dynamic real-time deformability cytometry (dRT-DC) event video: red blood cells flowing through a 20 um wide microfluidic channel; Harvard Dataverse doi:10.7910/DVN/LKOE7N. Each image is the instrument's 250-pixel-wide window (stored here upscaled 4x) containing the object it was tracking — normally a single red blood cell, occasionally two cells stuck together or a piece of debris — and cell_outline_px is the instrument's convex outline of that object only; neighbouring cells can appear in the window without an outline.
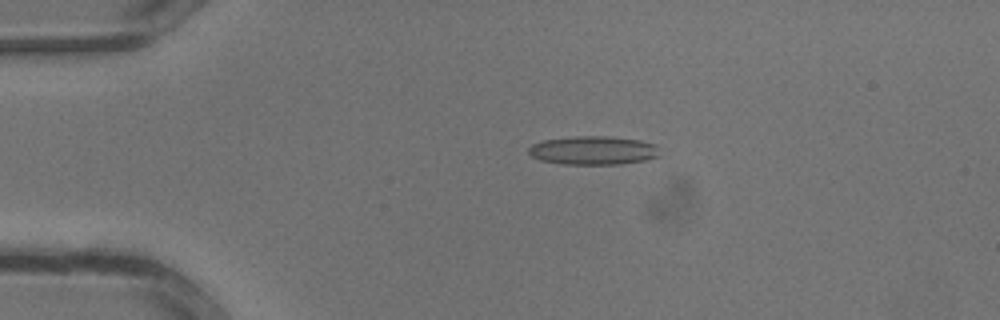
{"species": "common noctule bat (a hibernating species)", "species_latin": "Nyctalus noctula", "temperature_condition": "warm", "stored_images_in_passage": 8, "camera_frame_rate_fps": 3000, "um_per_image_px": 0.085, "animal": {"sex": "male", "body_mass_g": 13.3}, "frame": {"image": 1, "passage_image": 3, "time_ms": 0.667, "image_size_px": [1000, 320], "cell_outline_px": [[660, 156], [644, 160], [620, 164], [564, 164], [540, 160], [532, 156], [528, 152], [528, 148], [532, 144], [544, 140], [580, 136], [608, 136], [640, 140], [656, 144]], "centroid_in_image_um": [50.44, 12.78], "position_along_channel_um": 34.6, "area_um2": 21.79}}
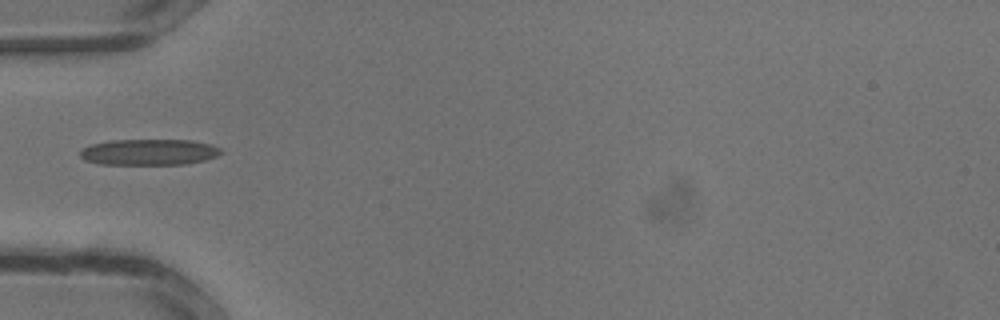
{"frame": {"image": 2, "passage_image": 7, "time_ms": 2.0, "image_size_px": [1000, 320], "cell_outline_px": [[224, 152], [216, 156], [204, 160], [184, 164], [100, 164], [84, 160], [80, 156], [80, 152], [88, 144], [112, 140], [192, 140], [212, 144], [220, 148]], "centroid_in_image_um": [12.67, 12.92], "position_along_channel_um": 72.3, "area_um2": 21.44}}